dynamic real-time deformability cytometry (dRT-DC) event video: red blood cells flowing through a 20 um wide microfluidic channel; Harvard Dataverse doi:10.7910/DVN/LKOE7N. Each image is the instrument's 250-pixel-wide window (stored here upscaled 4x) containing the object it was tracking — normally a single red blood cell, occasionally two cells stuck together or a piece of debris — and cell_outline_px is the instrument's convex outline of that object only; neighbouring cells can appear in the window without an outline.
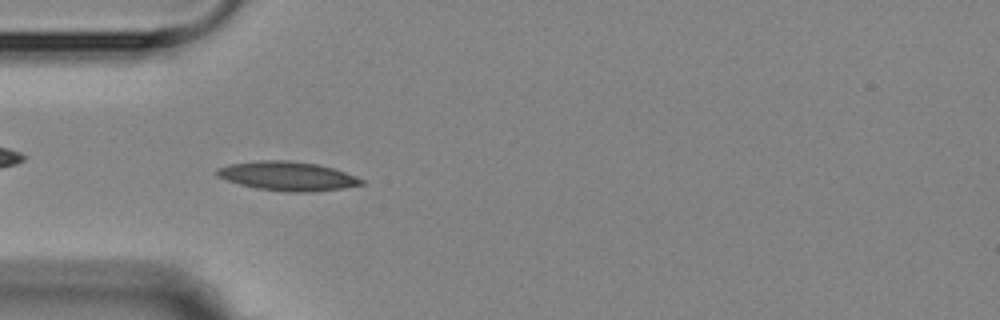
{"species": "Egyptian fruit bat (a non-hibernating species)", "species_latin": "Rousettus aegyptiacus", "temperature_condition": "room temperature", "stored_images_in_passage": 5, "camera_frame_rate_fps": 3000, "um_per_image_px": 0.085, "animal": {"sex": "female"}, "frame": {"image": 1, "passage_image": 5, "time_ms": 4.667, "image_size_px": [1000, 320], "cell_outline_px": [[364, 184], [344, 188], [308, 192], [288, 192], [256, 188], [240, 184], [216, 176], [216, 168], [228, 164], [260, 160], [288, 160], [316, 164], [332, 168], [356, 176], [364, 180]], "centroid_in_image_um": [24.42, 14.96], "position_along_channel_um": 60.6, "area_um2": 24.39}}